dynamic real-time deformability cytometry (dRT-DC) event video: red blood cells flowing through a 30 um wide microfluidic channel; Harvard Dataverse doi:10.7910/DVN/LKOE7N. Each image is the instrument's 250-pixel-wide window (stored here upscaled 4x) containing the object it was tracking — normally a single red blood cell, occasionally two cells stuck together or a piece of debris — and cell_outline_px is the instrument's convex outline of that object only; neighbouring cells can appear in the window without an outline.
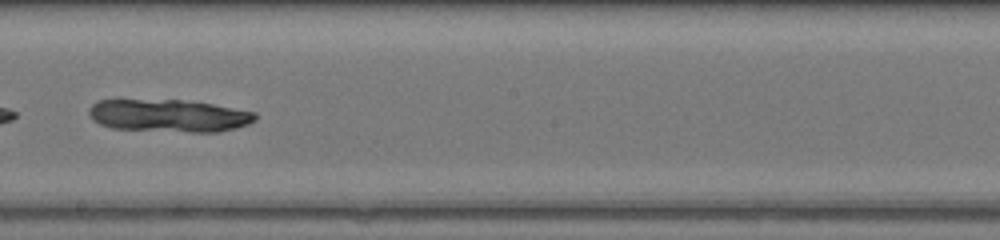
{"species": "common noctule bat (a hibernating species)", "species_latin": "Nyctalus noctula", "temperature_condition": "warm", "stored_images_in_passage": 48, "camera_frame_rate_fps": 3000, "um_per_image_px": 0.085, "animal": {"sex": "female", "body_mass_g": 17.0, "forearm_length_mm": 48.0}, "frame": {"image": 1, "passage_image": 29, "time_ms": 9.333, "image_size_px": [1000, 240], "cell_outline_px": [[256, 120], [248, 124], [236, 128], [220, 132], [192, 132], [112, 128], [100, 124], [92, 120], [88, 112], [88, 108], [92, 104], [100, 100], [180, 100], [212, 104], [256, 112]], "centroid_in_image_um": [14.35, 9.83], "position_along_channel_um": 233.8, "area_um2": 31.5}}
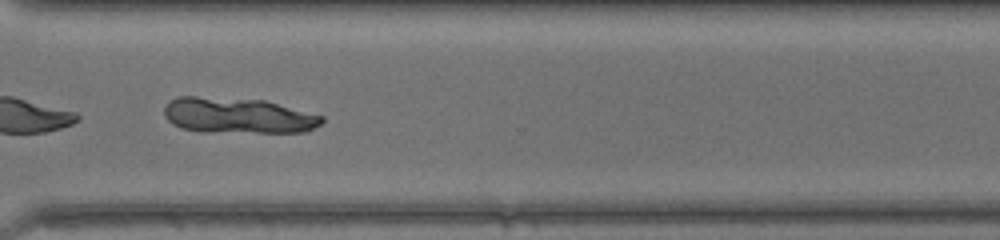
{"frame": {"image": 2, "passage_image": 37, "time_ms": 12.0, "image_size_px": [1000, 240], "cell_outline_px": [[324, 120], [320, 124], [308, 132], [200, 132], [180, 128], [172, 124], [164, 116], [164, 104], [168, 100], [176, 96], [196, 96], [264, 100], [324, 116]], "centroid_in_image_um": [20.17, 9.82], "position_along_channel_um": 350.4, "area_um2": 33.18}}